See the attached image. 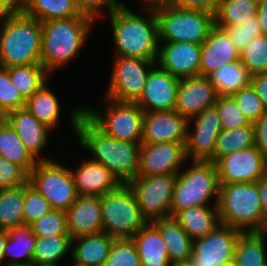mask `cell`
Wrapping results in <instances>:
<instances>
[{
  "label": "cell",
  "mask_w": 267,
  "mask_h": 266,
  "mask_svg": "<svg viewBox=\"0 0 267 266\" xmlns=\"http://www.w3.org/2000/svg\"><path fill=\"white\" fill-rule=\"evenodd\" d=\"M70 116L71 127L79 138L80 147L91 153V160L109 169L120 184L128 185L138 176L139 143L106 135L83 113L82 106L74 107Z\"/></svg>",
  "instance_id": "obj_1"
},
{
  "label": "cell",
  "mask_w": 267,
  "mask_h": 266,
  "mask_svg": "<svg viewBox=\"0 0 267 266\" xmlns=\"http://www.w3.org/2000/svg\"><path fill=\"white\" fill-rule=\"evenodd\" d=\"M138 15L126 5L109 14L114 38V56L157 61L159 49L158 20L155 9Z\"/></svg>",
  "instance_id": "obj_2"
},
{
  "label": "cell",
  "mask_w": 267,
  "mask_h": 266,
  "mask_svg": "<svg viewBox=\"0 0 267 266\" xmlns=\"http://www.w3.org/2000/svg\"><path fill=\"white\" fill-rule=\"evenodd\" d=\"M94 20L89 16L67 19H53L41 22L42 50L41 64L51 74L81 52L89 36ZM69 62V63H68Z\"/></svg>",
  "instance_id": "obj_3"
},
{
  "label": "cell",
  "mask_w": 267,
  "mask_h": 266,
  "mask_svg": "<svg viewBox=\"0 0 267 266\" xmlns=\"http://www.w3.org/2000/svg\"><path fill=\"white\" fill-rule=\"evenodd\" d=\"M42 25L18 6L0 22V66L41 64Z\"/></svg>",
  "instance_id": "obj_4"
},
{
  "label": "cell",
  "mask_w": 267,
  "mask_h": 266,
  "mask_svg": "<svg viewBox=\"0 0 267 266\" xmlns=\"http://www.w3.org/2000/svg\"><path fill=\"white\" fill-rule=\"evenodd\" d=\"M217 209L222 224L242 232L267 233L256 182L219 185Z\"/></svg>",
  "instance_id": "obj_5"
},
{
  "label": "cell",
  "mask_w": 267,
  "mask_h": 266,
  "mask_svg": "<svg viewBox=\"0 0 267 266\" xmlns=\"http://www.w3.org/2000/svg\"><path fill=\"white\" fill-rule=\"evenodd\" d=\"M219 181L216 163L192 161L178 174L173 189L171 216L179 211L218 202ZM214 199V200H213Z\"/></svg>",
  "instance_id": "obj_6"
},
{
  "label": "cell",
  "mask_w": 267,
  "mask_h": 266,
  "mask_svg": "<svg viewBox=\"0 0 267 266\" xmlns=\"http://www.w3.org/2000/svg\"><path fill=\"white\" fill-rule=\"evenodd\" d=\"M159 43L189 42L202 45L215 26L214 14L169 5L155 8Z\"/></svg>",
  "instance_id": "obj_7"
},
{
  "label": "cell",
  "mask_w": 267,
  "mask_h": 266,
  "mask_svg": "<svg viewBox=\"0 0 267 266\" xmlns=\"http://www.w3.org/2000/svg\"><path fill=\"white\" fill-rule=\"evenodd\" d=\"M101 208L103 232L114 239H131L148 223L134 192L125 184L102 195Z\"/></svg>",
  "instance_id": "obj_8"
},
{
  "label": "cell",
  "mask_w": 267,
  "mask_h": 266,
  "mask_svg": "<svg viewBox=\"0 0 267 266\" xmlns=\"http://www.w3.org/2000/svg\"><path fill=\"white\" fill-rule=\"evenodd\" d=\"M106 110L83 107V113L106 135L141 144L144 111L136 104L105 97Z\"/></svg>",
  "instance_id": "obj_9"
},
{
  "label": "cell",
  "mask_w": 267,
  "mask_h": 266,
  "mask_svg": "<svg viewBox=\"0 0 267 266\" xmlns=\"http://www.w3.org/2000/svg\"><path fill=\"white\" fill-rule=\"evenodd\" d=\"M28 182L52 209L67 211L78 197L71 169L58 161H38L28 174Z\"/></svg>",
  "instance_id": "obj_10"
},
{
  "label": "cell",
  "mask_w": 267,
  "mask_h": 266,
  "mask_svg": "<svg viewBox=\"0 0 267 266\" xmlns=\"http://www.w3.org/2000/svg\"><path fill=\"white\" fill-rule=\"evenodd\" d=\"M106 96L119 102L135 103L156 65L154 60L115 56Z\"/></svg>",
  "instance_id": "obj_11"
},
{
  "label": "cell",
  "mask_w": 267,
  "mask_h": 266,
  "mask_svg": "<svg viewBox=\"0 0 267 266\" xmlns=\"http://www.w3.org/2000/svg\"><path fill=\"white\" fill-rule=\"evenodd\" d=\"M176 178L177 174L137 176L128 184L137 198L142 216L148 222L171 216Z\"/></svg>",
  "instance_id": "obj_12"
},
{
  "label": "cell",
  "mask_w": 267,
  "mask_h": 266,
  "mask_svg": "<svg viewBox=\"0 0 267 266\" xmlns=\"http://www.w3.org/2000/svg\"><path fill=\"white\" fill-rule=\"evenodd\" d=\"M242 231L220 223L203 238L193 240L189 266H227L234 264L235 248Z\"/></svg>",
  "instance_id": "obj_13"
},
{
  "label": "cell",
  "mask_w": 267,
  "mask_h": 266,
  "mask_svg": "<svg viewBox=\"0 0 267 266\" xmlns=\"http://www.w3.org/2000/svg\"><path fill=\"white\" fill-rule=\"evenodd\" d=\"M191 122L193 129L190 128ZM221 131L220 118L215 106L206 108L188 119L185 144L187 161L192 158V161L214 162L215 144Z\"/></svg>",
  "instance_id": "obj_14"
},
{
  "label": "cell",
  "mask_w": 267,
  "mask_h": 266,
  "mask_svg": "<svg viewBox=\"0 0 267 266\" xmlns=\"http://www.w3.org/2000/svg\"><path fill=\"white\" fill-rule=\"evenodd\" d=\"M216 167L219 185L251 183L267 173V158L253 146L221 157Z\"/></svg>",
  "instance_id": "obj_15"
},
{
  "label": "cell",
  "mask_w": 267,
  "mask_h": 266,
  "mask_svg": "<svg viewBox=\"0 0 267 266\" xmlns=\"http://www.w3.org/2000/svg\"><path fill=\"white\" fill-rule=\"evenodd\" d=\"M185 144L141 143L138 176L178 174L187 160Z\"/></svg>",
  "instance_id": "obj_16"
},
{
  "label": "cell",
  "mask_w": 267,
  "mask_h": 266,
  "mask_svg": "<svg viewBox=\"0 0 267 266\" xmlns=\"http://www.w3.org/2000/svg\"><path fill=\"white\" fill-rule=\"evenodd\" d=\"M180 79L157 64L148 74L142 94L135 102L144 112L173 111Z\"/></svg>",
  "instance_id": "obj_17"
},
{
  "label": "cell",
  "mask_w": 267,
  "mask_h": 266,
  "mask_svg": "<svg viewBox=\"0 0 267 266\" xmlns=\"http://www.w3.org/2000/svg\"><path fill=\"white\" fill-rule=\"evenodd\" d=\"M159 43L156 64L179 79L199 76L201 45L189 42Z\"/></svg>",
  "instance_id": "obj_18"
},
{
  "label": "cell",
  "mask_w": 267,
  "mask_h": 266,
  "mask_svg": "<svg viewBox=\"0 0 267 266\" xmlns=\"http://www.w3.org/2000/svg\"><path fill=\"white\" fill-rule=\"evenodd\" d=\"M218 97L209 77L182 78L177 88L175 110L188 120L214 106Z\"/></svg>",
  "instance_id": "obj_19"
},
{
  "label": "cell",
  "mask_w": 267,
  "mask_h": 266,
  "mask_svg": "<svg viewBox=\"0 0 267 266\" xmlns=\"http://www.w3.org/2000/svg\"><path fill=\"white\" fill-rule=\"evenodd\" d=\"M187 124L176 110L144 112L141 143H186Z\"/></svg>",
  "instance_id": "obj_20"
},
{
  "label": "cell",
  "mask_w": 267,
  "mask_h": 266,
  "mask_svg": "<svg viewBox=\"0 0 267 266\" xmlns=\"http://www.w3.org/2000/svg\"><path fill=\"white\" fill-rule=\"evenodd\" d=\"M66 215L71 238L103 232L100 196L78 195Z\"/></svg>",
  "instance_id": "obj_21"
},
{
  "label": "cell",
  "mask_w": 267,
  "mask_h": 266,
  "mask_svg": "<svg viewBox=\"0 0 267 266\" xmlns=\"http://www.w3.org/2000/svg\"><path fill=\"white\" fill-rule=\"evenodd\" d=\"M240 60V52L232 43L228 34L216 25L201 45L199 76L209 77L224 65Z\"/></svg>",
  "instance_id": "obj_22"
},
{
  "label": "cell",
  "mask_w": 267,
  "mask_h": 266,
  "mask_svg": "<svg viewBox=\"0 0 267 266\" xmlns=\"http://www.w3.org/2000/svg\"><path fill=\"white\" fill-rule=\"evenodd\" d=\"M8 123L37 161L52 160L40 157L46 145L49 144V135L52 131L49 127L39 122L25 107L9 112Z\"/></svg>",
  "instance_id": "obj_23"
},
{
  "label": "cell",
  "mask_w": 267,
  "mask_h": 266,
  "mask_svg": "<svg viewBox=\"0 0 267 266\" xmlns=\"http://www.w3.org/2000/svg\"><path fill=\"white\" fill-rule=\"evenodd\" d=\"M71 170L78 195L102 196L116 190L121 184L109 169L86 158Z\"/></svg>",
  "instance_id": "obj_24"
},
{
  "label": "cell",
  "mask_w": 267,
  "mask_h": 266,
  "mask_svg": "<svg viewBox=\"0 0 267 266\" xmlns=\"http://www.w3.org/2000/svg\"><path fill=\"white\" fill-rule=\"evenodd\" d=\"M158 229L168 252L171 265L186 264L192 255L193 240L173 217L151 221Z\"/></svg>",
  "instance_id": "obj_25"
},
{
  "label": "cell",
  "mask_w": 267,
  "mask_h": 266,
  "mask_svg": "<svg viewBox=\"0 0 267 266\" xmlns=\"http://www.w3.org/2000/svg\"><path fill=\"white\" fill-rule=\"evenodd\" d=\"M113 241L104 232L72 238L71 259L84 266H103Z\"/></svg>",
  "instance_id": "obj_26"
},
{
  "label": "cell",
  "mask_w": 267,
  "mask_h": 266,
  "mask_svg": "<svg viewBox=\"0 0 267 266\" xmlns=\"http://www.w3.org/2000/svg\"><path fill=\"white\" fill-rule=\"evenodd\" d=\"M141 266H172L158 229L148 222L132 238Z\"/></svg>",
  "instance_id": "obj_27"
},
{
  "label": "cell",
  "mask_w": 267,
  "mask_h": 266,
  "mask_svg": "<svg viewBox=\"0 0 267 266\" xmlns=\"http://www.w3.org/2000/svg\"><path fill=\"white\" fill-rule=\"evenodd\" d=\"M190 207L179 211L174 218L192 240L210 234L220 224L217 204Z\"/></svg>",
  "instance_id": "obj_28"
},
{
  "label": "cell",
  "mask_w": 267,
  "mask_h": 266,
  "mask_svg": "<svg viewBox=\"0 0 267 266\" xmlns=\"http://www.w3.org/2000/svg\"><path fill=\"white\" fill-rule=\"evenodd\" d=\"M18 7L40 22L87 16L78 9L76 0H17Z\"/></svg>",
  "instance_id": "obj_29"
},
{
  "label": "cell",
  "mask_w": 267,
  "mask_h": 266,
  "mask_svg": "<svg viewBox=\"0 0 267 266\" xmlns=\"http://www.w3.org/2000/svg\"><path fill=\"white\" fill-rule=\"evenodd\" d=\"M7 234L4 247L5 266L32 263L36 235L32 232L31 227L24 225L8 229Z\"/></svg>",
  "instance_id": "obj_30"
},
{
  "label": "cell",
  "mask_w": 267,
  "mask_h": 266,
  "mask_svg": "<svg viewBox=\"0 0 267 266\" xmlns=\"http://www.w3.org/2000/svg\"><path fill=\"white\" fill-rule=\"evenodd\" d=\"M60 103L58 97L48 87L47 81L26 100L25 108L51 130L60 123Z\"/></svg>",
  "instance_id": "obj_31"
},
{
  "label": "cell",
  "mask_w": 267,
  "mask_h": 266,
  "mask_svg": "<svg viewBox=\"0 0 267 266\" xmlns=\"http://www.w3.org/2000/svg\"><path fill=\"white\" fill-rule=\"evenodd\" d=\"M265 232H242L237 240L235 266H267Z\"/></svg>",
  "instance_id": "obj_32"
},
{
  "label": "cell",
  "mask_w": 267,
  "mask_h": 266,
  "mask_svg": "<svg viewBox=\"0 0 267 266\" xmlns=\"http://www.w3.org/2000/svg\"><path fill=\"white\" fill-rule=\"evenodd\" d=\"M251 77L248 69L239 60L222 66L213 72L209 79L219 96H231L248 87Z\"/></svg>",
  "instance_id": "obj_33"
},
{
  "label": "cell",
  "mask_w": 267,
  "mask_h": 266,
  "mask_svg": "<svg viewBox=\"0 0 267 266\" xmlns=\"http://www.w3.org/2000/svg\"><path fill=\"white\" fill-rule=\"evenodd\" d=\"M0 155L20 166L27 174L38 163L9 123L0 128Z\"/></svg>",
  "instance_id": "obj_34"
},
{
  "label": "cell",
  "mask_w": 267,
  "mask_h": 266,
  "mask_svg": "<svg viewBox=\"0 0 267 266\" xmlns=\"http://www.w3.org/2000/svg\"><path fill=\"white\" fill-rule=\"evenodd\" d=\"M71 248L72 238L70 235L36 236L33 263L36 265H58L62 258L71 253Z\"/></svg>",
  "instance_id": "obj_35"
},
{
  "label": "cell",
  "mask_w": 267,
  "mask_h": 266,
  "mask_svg": "<svg viewBox=\"0 0 267 266\" xmlns=\"http://www.w3.org/2000/svg\"><path fill=\"white\" fill-rule=\"evenodd\" d=\"M258 11V0H220L214 14L216 26H236L250 21Z\"/></svg>",
  "instance_id": "obj_36"
},
{
  "label": "cell",
  "mask_w": 267,
  "mask_h": 266,
  "mask_svg": "<svg viewBox=\"0 0 267 266\" xmlns=\"http://www.w3.org/2000/svg\"><path fill=\"white\" fill-rule=\"evenodd\" d=\"M14 87L27 100L47 81L49 73L42 64L6 67Z\"/></svg>",
  "instance_id": "obj_37"
},
{
  "label": "cell",
  "mask_w": 267,
  "mask_h": 266,
  "mask_svg": "<svg viewBox=\"0 0 267 266\" xmlns=\"http://www.w3.org/2000/svg\"><path fill=\"white\" fill-rule=\"evenodd\" d=\"M24 185L0 189V229L24 226Z\"/></svg>",
  "instance_id": "obj_38"
},
{
  "label": "cell",
  "mask_w": 267,
  "mask_h": 266,
  "mask_svg": "<svg viewBox=\"0 0 267 266\" xmlns=\"http://www.w3.org/2000/svg\"><path fill=\"white\" fill-rule=\"evenodd\" d=\"M253 146H255L253 123L244 127L222 130L215 144L214 163L225 155Z\"/></svg>",
  "instance_id": "obj_39"
},
{
  "label": "cell",
  "mask_w": 267,
  "mask_h": 266,
  "mask_svg": "<svg viewBox=\"0 0 267 266\" xmlns=\"http://www.w3.org/2000/svg\"><path fill=\"white\" fill-rule=\"evenodd\" d=\"M240 61L251 75L267 72V35L255 37L240 52Z\"/></svg>",
  "instance_id": "obj_40"
},
{
  "label": "cell",
  "mask_w": 267,
  "mask_h": 266,
  "mask_svg": "<svg viewBox=\"0 0 267 266\" xmlns=\"http://www.w3.org/2000/svg\"><path fill=\"white\" fill-rule=\"evenodd\" d=\"M32 232L39 237L69 235L67 230V215L64 210L52 209L31 225Z\"/></svg>",
  "instance_id": "obj_41"
},
{
  "label": "cell",
  "mask_w": 267,
  "mask_h": 266,
  "mask_svg": "<svg viewBox=\"0 0 267 266\" xmlns=\"http://www.w3.org/2000/svg\"><path fill=\"white\" fill-rule=\"evenodd\" d=\"M214 106L218 111L222 130L244 127L251 123L231 96H219Z\"/></svg>",
  "instance_id": "obj_42"
},
{
  "label": "cell",
  "mask_w": 267,
  "mask_h": 266,
  "mask_svg": "<svg viewBox=\"0 0 267 266\" xmlns=\"http://www.w3.org/2000/svg\"><path fill=\"white\" fill-rule=\"evenodd\" d=\"M103 266H141L137 248L132 239H114Z\"/></svg>",
  "instance_id": "obj_43"
},
{
  "label": "cell",
  "mask_w": 267,
  "mask_h": 266,
  "mask_svg": "<svg viewBox=\"0 0 267 266\" xmlns=\"http://www.w3.org/2000/svg\"><path fill=\"white\" fill-rule=\"evenodd\" d=\"M52 210L49 202L29 182L24 184V225L30 226Z\"/></svg>",
  "instance_id": "obj_44"
},
{
  "label": "cell",
  "mask_w": 267,
  "mask_h": 266,
  "mask_svg": "<svg viewBox=\"0 0 267 266\" xmlns=\"http://www.w3.org/2000/svg\"><path fill=\"white\" fill-rule=\"evenodd\" d=\"M231 97L251 123H254L266 111L257 92L251 85L237 91Z\"/></svg>",
  "instance_id": "obj_45"
},
{
  "label": "cell",
  "mask_w": 267,
  "mask_h": 266,
  "mask_svg": "<svg viewBox=\"0 0 267 266\" xmlns=\"http://www.w3.org/2000/svg\"><path fill=\"white\" fill-rule=\"evenodd\" d=\"M26 100L11 82L8 69L0 66V106L7 112L24 108Z\"/></svg>",
  "instance_id": "obj_46"
},
{
  "label": "cell",
  "mask_w": 267,
  "mask_h": 266,
  "mask_svg": "<svg viewBox=\"0 0 267 266\" xmlns=\"http://www.w3.org/2000/svg\"><path fill=\"white\" fill-rule=\"evenodd\" d=\"M222 28L232 40V43L241 52L249 42L262 34L257 17L250 18V21L236 26H217Z\"/></svg>",
  "instance_id": "obj_47"
},
{
  "label": "cell",
  "mask_w": 267,
  "mask_h": 266,
  "mask_svg": "<svg viewBox=\"0 0 267 266\" xmlns=\"http://www.w3.org/2000/svg\"><path fill=\"white\" fill-rule=\"evenodd\" d=\"M28 182V174L0 155V189L20 187Z\"/></svg>",
  "instance_id": "obj_48"
},
{
  "label": "cell",
  "mask_w": 267,
  "mask_h": 266,
  "mask_svg": "<svg viewBox=\"0 0 267 266\" xmlns=\"http://www.w3.org/2000/svg\"><path fill=\"white\" fill-rule=\"evenodd\" d=\"M76 2L81 13L91 17L94 21L103 17L102 8L105 7L110 14L125 5L119 0H76Z\"/></svg>",
  "instance_id": "obj_49"
},
{
  "label": "cell",
  "mask_w": 267,
  "mask_h": 266,
  "mask_svg": "<svg viewBox=\"0 0 267 266\" xmlns=\"http://www.w3.org/2000/svg\"><path fill=\"white\" fill-rule=\"evenodd\" d=\"M220 0H171L169 6L215 14Z\"/></svg>",
  "instance_id": "obj_50"
},
{
  "label": "cell",
  "mask_w": 267,
  "mask_h": 266,
  "mask_svg": "<svg viewBox=\"0 0 267 266\" xmlns=\"http://www.w3.org/2000/svg\"><path fill=\"white\" fill-rule=\"evenodd\" d=\"M255 146L267 158V111H265L254 123Z\"/></svg>",
  "instance_id": "obj_51"
},
{
  "label": "cell",
  "mask_w": 267,
  "mask_h": 266,
  "mask_svg": "<svg viewBox=\"0 0 267 266\" xmlns=\"http://www.w3.org/2000/svg\"><path fill=\"white\" fill-rule=\"evenodd\" d=\"M250 85L257 92L264 109L267 111V72L252 75Z\"/></svg>",
  "instance_id": "obj_52"
},
{
  "label": "cell",
  "mask_w": 267,
  "mask_h": 266,
  "mask_svg": "<svg viewBox=\"0 0 267 266\" xmlns=\"http://www.w3.org/2000/svg\"><path fill=\"white\" fill-rule=\"evenodd\" d=\"M261 206L267 218V173L256 181Z\"/></svg>",
  "instance_id": "obj_53"
},
{
  "label": "cell",
  "mask_w": 267,
  "mask_h": 266,
  "mask_svg": "<svg viewBox=\"0 0 267 266\" xmlns=\"http://www.w3.org/2000/svg\"><path fill=\"white\" fill-rule=\"evenodd\" d=\"M257 20L259 22L262 35H267V0H258Z\"/></svg>",
  "instance_id": "obj_54"
},
{
  "label": "cell",
  "mask_w": 267,
  "mask_h": 266,
  "mask_svg": "<svg viewBox=\"0 0 267 266\" xmlns=\"http://www.w3.org/2000/svg\"><path fill=\"white\" fill-rule=\"evenodd\" d=\"M18 6L17 0H0V22Z\"/></svg>",
  "instance_id": "obj_55"
},
{
  "label": "cell",
  "mask_w": 267,
  "mask_h": 266,
  "mask_svg": "<svg viewBox=\"0 0 267 266\" xmlns=\"http://www.w3.org/2000/svg\"><path fill=\"white\" fill-rule=\"evenodd\" d=\"M143 5V9H155L160 6L169 5L171 0H140ZM146 5V6H145Z\"/></svg>",
  "instance_id": "obj_56"
},
{
  "label": "cell",
  "mask_w": 267,
  "mask_h": 266,
  "mask_svg": "<svg viewBox=\"0 0 267 266\" xmlns=\"http://www.w3.org/2000/svg\"><path fill=\"white\" fill-rule=\"evenodd\" d=\"M7 230L0 229V266L4 264V247L7 241Z\"/></svg>",
  "instance_id": "obj_57"
},
{
  "label": "cell",
  "mask_w": 267,
  "mask_h": 266,
  "mask_svg": "<svg viewBox=\"0 0 267 266\" xmlns=\"http://www.w3.org/2000/svg\"><path fill=\"white\" fill-rule=\"evenodd\" d=\"M8 123V113L0 106V128Z\"/></svg>",
  "instance_id": "obj_58"
},
{
  "label": "cell",
  "mask_w": 267,
  "mask_h": 266,
  "mask_svg": "<svg viewBox=\"0 0 267 266\" xmlns=\"http://www.w3.org/2000/svg\"><path fill=\"white\" fill-rule=\"evenodd\" d=\"M10 266H37L35 263H27V264H15V265H10Z\"/></svg>",
  "instance_id": "obj_59"
},
{
  "label": "cell",
  "mask_w": 267,
  "mask_h": 266,
  "mask_svg": "<svg viewBox=\"0 0 267 266\" xmlns=\"http://www.w3.org/2000/svg\"><path fill=\"white\" fill-rule=\"evenodd\" d=\"M72 266H84V265H80L72 261Z\"/></svg>",
  "instance_id": "obj_60"
},
{
  "label": "cell",
  "mask_w": 267,
  "mask_h": 266,
  "mask_svg": "<svg viewBox=\"0 0 267 266\" xmlns=\"http://www.w3.org/2000/svg\"><path fill=\"white\" fill-rule=\"evenodd\" d=\"M174 266H189L188 263L186 264H178V265H174Z\"/></svg>",
  "instance_id": "obj_61"
},
{
  "label": "cell",
  "mask_w": 267,
  "mask_h": 266,
  "mask_svg": "<svg viewBox=\"0 0 267 266\" xmlns=\"http://www.w3.org/2000/svg\"><path fill=\"white\" fill-rule=\"evenodd\" d=\"M37 266H59V265H37Z\"/></svg>",
  "instance_id": "obj_62"
}]
</instances>
